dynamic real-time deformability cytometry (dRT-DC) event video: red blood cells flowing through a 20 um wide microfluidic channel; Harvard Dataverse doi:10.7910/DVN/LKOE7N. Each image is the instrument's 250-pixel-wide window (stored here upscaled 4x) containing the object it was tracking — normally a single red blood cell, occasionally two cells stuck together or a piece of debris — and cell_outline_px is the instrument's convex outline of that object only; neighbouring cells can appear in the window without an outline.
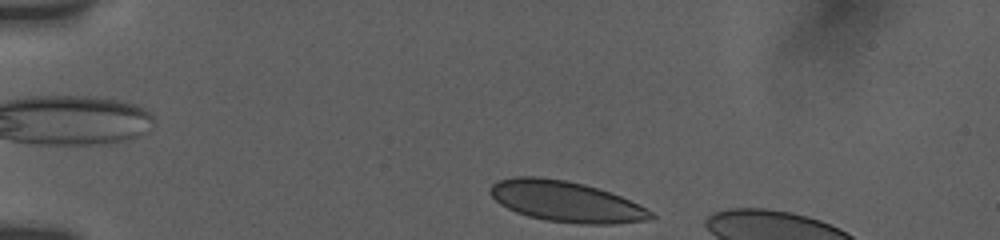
{"species": "human", "species_latin": "Homo sapiens", "temperature_condition": "room temperature", "stored_images_in_passage": 49, "camera_frame_rate_fps": 3000, "um_per_image_px": 0.085, "donor": {"sex": "female"}, "frame": {"image": 1, "passage_image": 1, "time_ms": 0.0, "image_size_px": [1000, 240], "cell_outline_px": [[656, 216], [652, 220], [612, 224], [580, 224], [544, 220], [528, 216], [516, 212], [500, 204], [488, 192], [488, 188], [496, 180], [516, 176], [540, 176], [568, 180], [584, 184], [620, 196], [652, 212]], "centroid_in_image_um": [48.06, 17.12], "position_along_channel_um": 36.9, "area_um2": 38.26}}
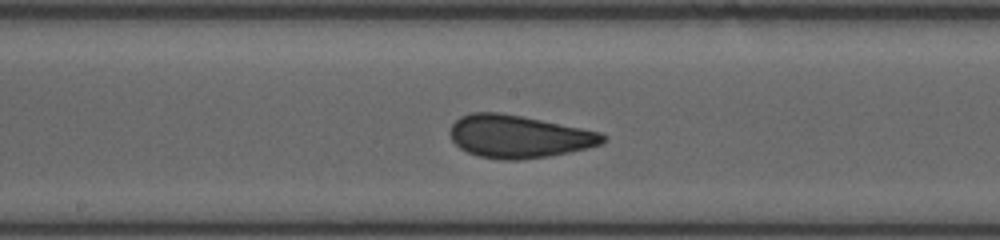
{"frame": {"image": 2, "passage_image": 29, "time_ms": 6.0, "image_size_px": [1000, 240], "cell_outline_px": [[608, 140], [600, 144], [588, 148], [548, 156], [520, 160], [504, 160], [480, 156], [468, 152], [460, 148], [452, 140], [448, 132], [452, 124], [460, 116], [472, 112], [500, 112], [600, 132], [608, 136]], "centroid_in_image_um": [44.07, 11.6], "position_along_channel_um": 204.1, "area_um2": 37.86}}
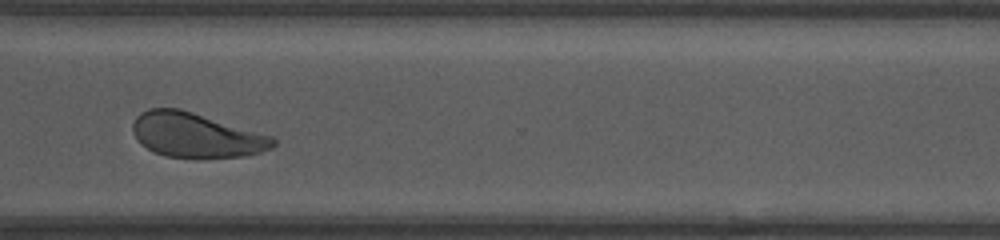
{"frame": {"image": 3, "passage_image": 48, "time_ms": 10.0, "image_size_px": [1000, 240], "cell_outline_px": [[276, 144], [272, 148], [260, 152], [244, 156], [204, 160], [196, 160], [164, 156], [140, 144], [136, 140], [132, 132], [132, 124], [136, 116], [148, 108], [180, 108], [272, 136], [276, 140]], "centroid_in_image_um": [16.65, 11.52], "position_along_channel_um": 353.9, "area_um2": 37.28}}